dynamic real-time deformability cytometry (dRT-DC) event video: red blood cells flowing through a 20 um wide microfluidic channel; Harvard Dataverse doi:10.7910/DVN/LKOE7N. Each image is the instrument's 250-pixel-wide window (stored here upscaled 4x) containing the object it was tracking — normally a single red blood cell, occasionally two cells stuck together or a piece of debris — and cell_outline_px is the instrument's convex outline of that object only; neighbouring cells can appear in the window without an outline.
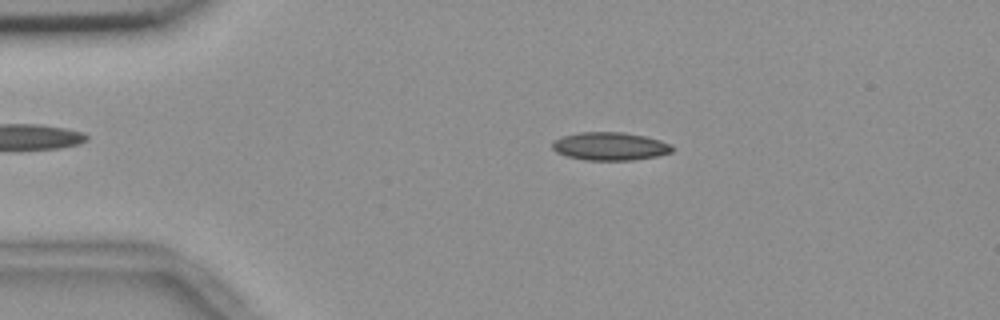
{"species": "common noctule bat (a hibernating species)", "species_latin": "Nyctalus noctula", "temperature_condition": "room temperature", "stored_images_in_passage": 50, "camera_frame_rate_fps": 3000, "um_per_image_px": 0.085, "animal": {"sex": "female", "body_mass_g": 18.4}, "frame": {"image": 1, "passage_image": 6, "time_ms": 1.667, "image_size_px": [1000, 320], "cell_outline_px": [[672, 152], [656, 156], [632, 160], [584, 160], [568, 156], [556, 152], [552, 148], [552, 140], [560, 136], [576, 132], [624, 132], [644, 136], [660, 140], [672, 144]], "centroid_in_image_um": [51.81, 12.42], "position_along_channel_um": 33.2, "area_um2": 19.77}}
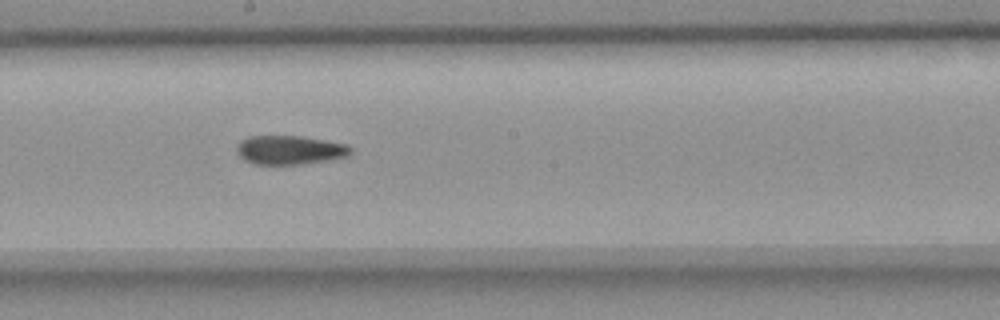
{"frame": {"image": 2, "passage_image": 25, "time_ms": 8.0, "image_size_px": [1000, 320], "cell_outline_px": [[352, 156], [332, 160], [300, 164], [252, 164], [244, 160], [236, 152], [236, 148], [240, 140], [248, 136], [300, 136], [348, 144], [352, 148]], "centroid_in_image_um": [24.67, 12.75], "position_along_channel_um": 223.5, "area_um2": 19.54}}
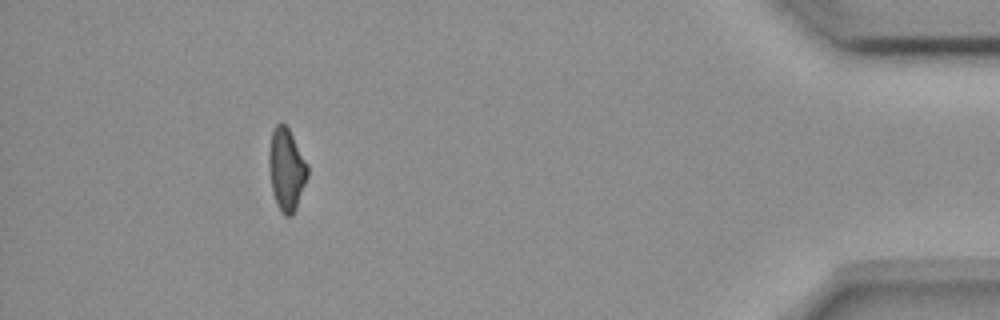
{"frame": {"image": 3, "passage_image": 45, "time_ms": 14.667, "image_size_px": [1000, 320], "cell_outline_px": [[308, 176], [296, 208], [292, 216], [284, 216], [280, 212], [276, 204], [272, 192], [268, 168], [268, 152], [272, 128], [276, 124], [284, 124], [288, 128], [308, 164]], "centroid_in_image_um": [24.32, 14.42], "position_along_channel_um": 410.9, "area_um2": 18.79}, "authors_computed_cell_mechanics": {"area_um2": 19.363, "velocity_mm_per_s": 3.6887, "shape_relaxation_time_tau1_ms": 9.3853, "shape_relaxation_time_tau2_ms": 4.7006, "deformation_change_tau1": 0.1858, "deformation_change_tau2": 0.1269}}